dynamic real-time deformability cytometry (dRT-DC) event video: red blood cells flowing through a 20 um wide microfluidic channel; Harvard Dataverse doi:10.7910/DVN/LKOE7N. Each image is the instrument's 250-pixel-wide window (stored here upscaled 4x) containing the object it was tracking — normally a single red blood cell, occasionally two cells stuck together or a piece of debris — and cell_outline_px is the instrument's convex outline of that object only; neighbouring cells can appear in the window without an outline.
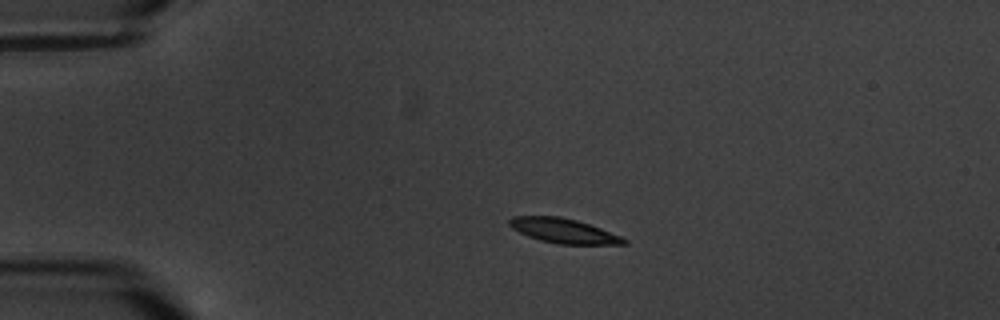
{"species": "common noctule bat (a hibernating species)", "species_latin": "Nyctalus noctula", "temperature_condition": "warm", "stored_images_in_passage": 9, "camera_frame_rate_fps": 3000, "um_per_image_px": 0.085, "animal": {"sex": "male", "body_mass_g": 20.1, "forearm_length_mm": 53.5}, "frame": {"image": 1, "passage_image": 3, "time_ms": 2.333, "image_size_px": [1000, 320], "cell_outline_px": [[628, 244], [560, 244], [540, 240], [528, 236], [512, 228], [508, 224], [508, 220], [512, 216], [560, 216], [576, 220], [600, 228], [620, 236], [628, 240]], "centroid_in_image_um": [47.88, 19.61], "position_along_channel_um": 37.1, "area_um2": 16.3}}
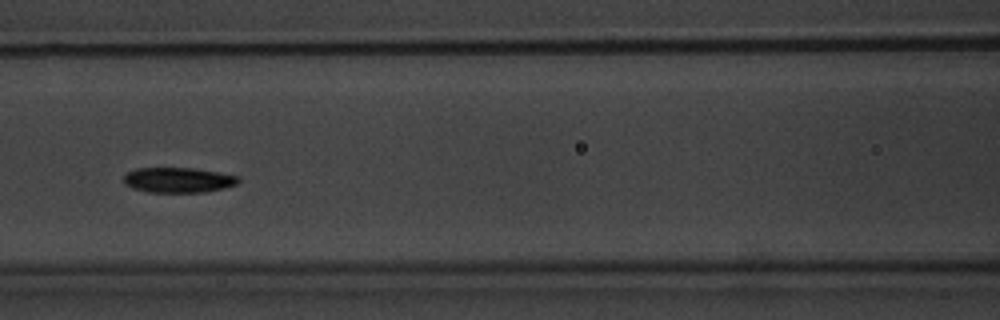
{"frame": {"image": 2, "passage_image": 7, "time_ms": 7.0, "image_size_px": [1000, 320], "cell_outline_px": [[240, 180], [236, 184], [224, 188], [204, 192], [148, 192], [132, 188], [124, 184], [124, 176], [128, 172], [136, 168], [192, 168], [220, 172], [240, 176]], "centroid_in_image_um": [15.16, 15.3], "position_along_channel_um": 151.4, "area_um2": 16.88}}
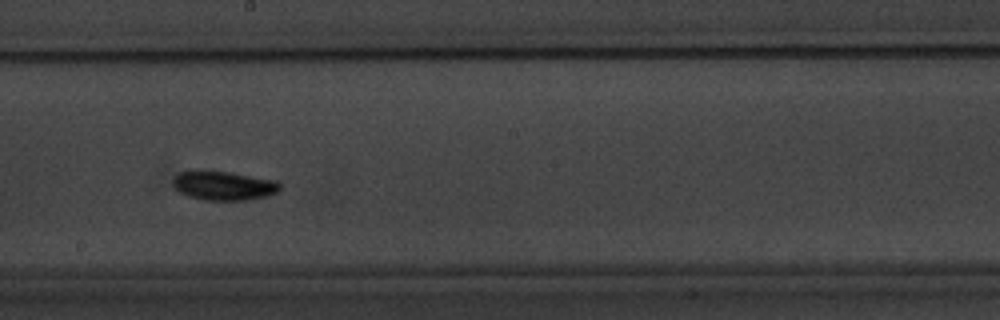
{"frame": {"image": 3, "passage_image": 9, "time_ms": 9.333, "image_size_px": [1000, 320], "cell_outline_px": [[280, 188], [276, 192], [268, 196], [248, 200], [204, 200], [188, 196], [180, 192], [172, 184], [172, 180], [180, 172], [192, 168], [204, 168], [276, 180], [280, 184]], "centroid_in_image_um": [18.96, 15.74], "position_along_channel_um": 229.2, "area_um2": 18.61}}